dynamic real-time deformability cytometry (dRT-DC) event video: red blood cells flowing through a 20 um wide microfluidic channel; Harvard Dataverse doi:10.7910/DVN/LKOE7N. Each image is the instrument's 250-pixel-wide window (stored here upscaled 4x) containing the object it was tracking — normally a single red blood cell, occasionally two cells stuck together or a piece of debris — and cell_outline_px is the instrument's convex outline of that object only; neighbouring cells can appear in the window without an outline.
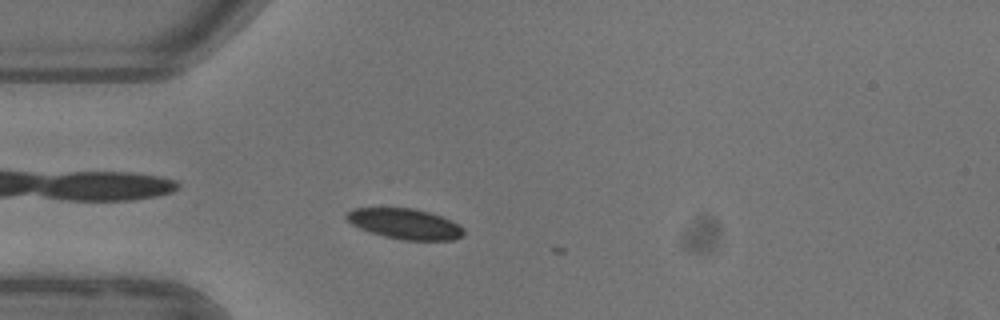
{"species": "common noctule bat (a hibernating species)", "species_latin": "Nyctalus noctula", "temperature_condition": "warm", "stored_images_in_passage": 5, "camera_frame_rate_fps": 3000, "um_per_image_px": 0.085, "animal": {"sex": "female"}, "frame": {"image": 1, "passage_image": 3, "time_ms": 0.667, "image_size_px": [1000, 320], "cell_outline_px": [[464, 236], [452, 240], [400, 240], [384, 236], [360, 228], [352, 224], [344, 216], [352, 208], [412, 208], [432, 212], [452, 220], [460, 224], [464, 228]], "centroid_in_image_um": [34.48, 19.02], "position_along_channel_um": 50.5, "area_um2": 20.98}}